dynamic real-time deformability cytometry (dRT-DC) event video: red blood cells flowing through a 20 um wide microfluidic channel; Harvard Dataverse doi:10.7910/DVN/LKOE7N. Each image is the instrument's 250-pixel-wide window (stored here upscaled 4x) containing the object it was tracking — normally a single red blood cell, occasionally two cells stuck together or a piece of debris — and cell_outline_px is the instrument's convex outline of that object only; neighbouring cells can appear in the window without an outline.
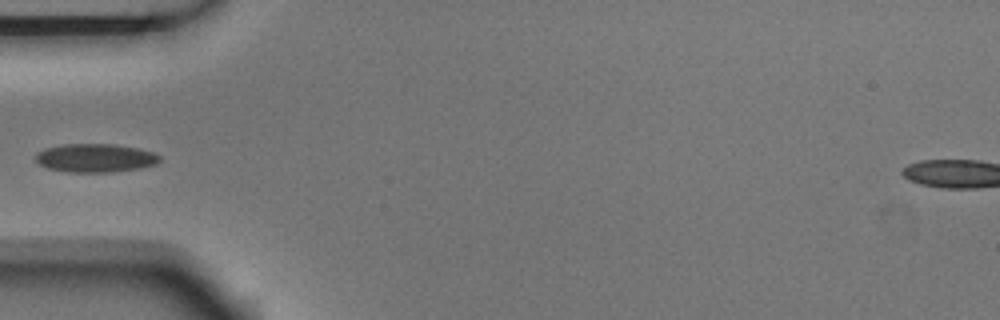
{"species": "Egyptian fruit bat (a non-hibernating species)", "species_latin": "Rousettus aegyptiacus", "temperature_condition": "room temperature", "stored_images_in_passage": 7, "camera_frame_rate_fps": 3000, "um_per_image_px": 0.085, "animal": {"sex": "male"}, "frame": {"image": 1, "passage_image": 3, "time_ms": 0.667, "image_size_px": [1000, 320], "cell_outline_px": [[160, 160], [156, 164], [140, 168], [112, 172], [68, 172], [48, 168], [40, 164], [36, 160], [36, 152], [44, 148], [64, 144], [112, 144], [136, 148], [152, 152], [160, 156]], "centroid_in_image_um": [8.08, 13.43], "position_along_channel_um": 76.9, "area_um2": 20.52}}
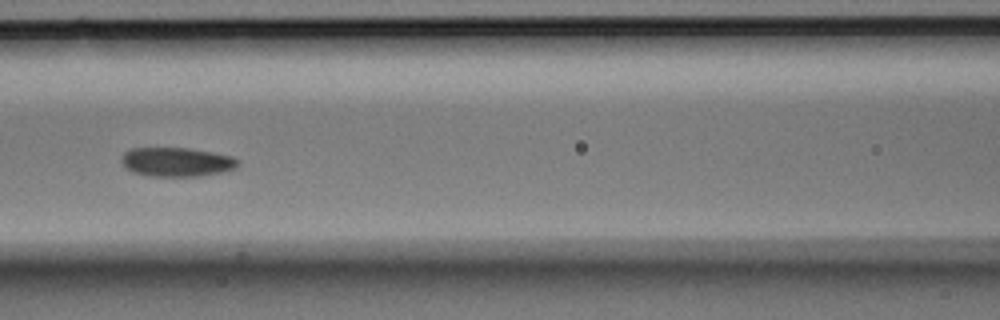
{"frame": {"image": 2, "passage_image": 5, "time_ms": 1.333, "image_size_px": [1000, 320], "cell_outline_px": [[240, 164], [236, 168], [220, 172], [200, 176], [152, 176], [132, 172], [124, 168], [120, 160], [120, 156], [124, 152], [132, 148], [188, 148], [212, 152], [232, 156], [240, 160]], "centroid_in_image_um": [14.99, 13.76], "position_along_channel_um": 151.6, "area_um2": 19.94}}
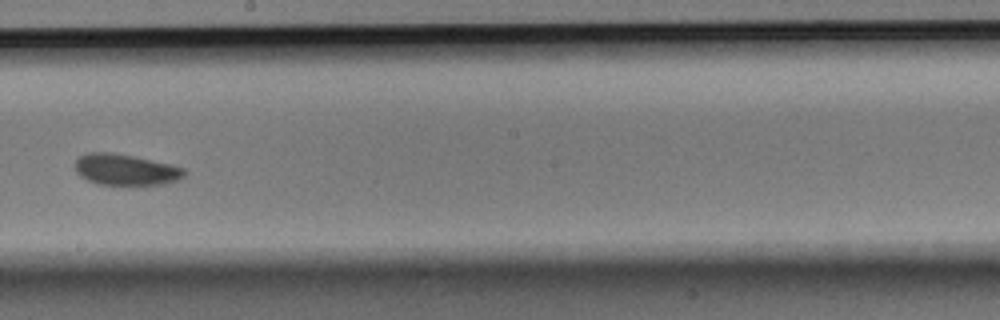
{"frame": {"image": 3, "passage_image": 7, "time_ms": 2.0, "image_size_px": [1000, 320], "cell_outline_px": [[184, 176], [176, 180], [164, 184], [96, 184], [80, 176], [76, 172], [72, 164], [80, 156], [88, 152], [112, 152], [172, 164], [184, 168]], "centroid_in_image_um": [10.62, 14.41], "position_along_channel_um": 237.6, "area_um2": 19.77}}